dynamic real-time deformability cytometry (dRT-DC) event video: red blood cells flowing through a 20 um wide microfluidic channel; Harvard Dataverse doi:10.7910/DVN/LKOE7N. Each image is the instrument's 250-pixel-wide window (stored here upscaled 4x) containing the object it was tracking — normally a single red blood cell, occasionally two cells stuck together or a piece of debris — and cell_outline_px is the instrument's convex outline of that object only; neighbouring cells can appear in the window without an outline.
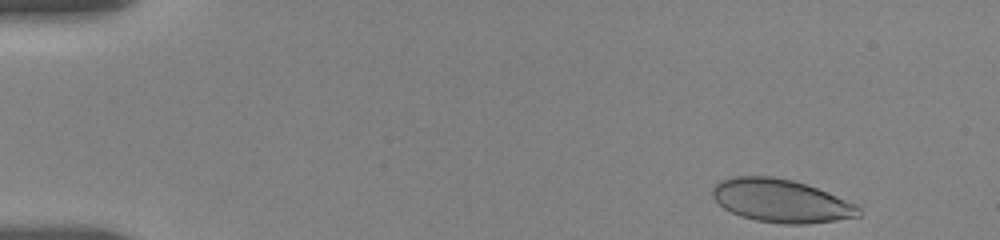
{"species": "human", "species_latin": "Homo sapiens", "temperature_condition": "room temperature", "stored_images_in_passage": 29, "camera_frame_rate_fps": 3000, "um_per_image_px": 0.085, "donor": {"sex": "female"}, "frame": {"image": 1, "passage_image": 1, "time_ms": 0.0, "image_size_px": [1000, 240], "cell_outline_px": [[860, 216], [836, 220], [808, 224], [784, 224], [756, 220], [740, 216], [724, 208], [712, 196], [712, 188], [720, 180], [732, 176], [772, 176], [792, 180], [816, 188], [856, 204], [860, 208]], "centroid_in_image_um": [66.37, 17.07], "position_along_channel_um": 18.6, "area_um2": 36.53}}
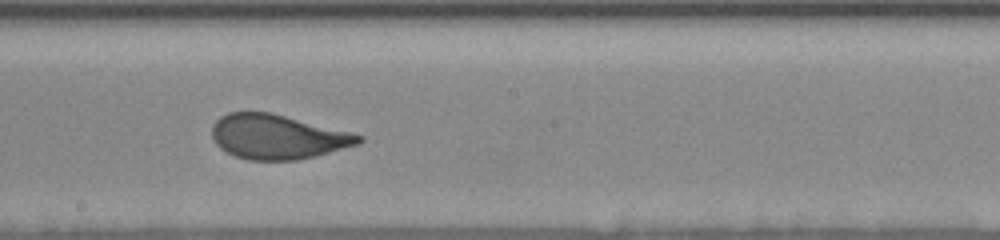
{"frame": {"image": 2, "passage_image": 16, "time_ms": 8.667, "image_size_px": [1000, 240], "cell_outline_px": [[364, 140], [360, 144], [316, 156], [296, 160], [248, 160], [236, 156], [220, 148], [216, 144], [212, 136], [212, 124], [220, 116], [228, 112], [272, 112], [352, 132], [364, 136]], "centroid_in_image_um": [23.62, 11.62], "position_along_channel_um": 224.6, "area_um2": 38.38}}
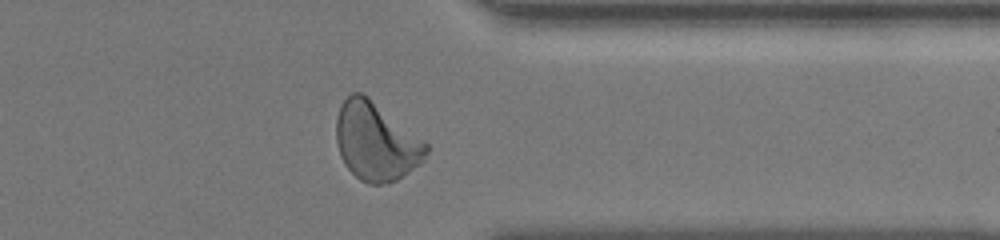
{"frame": {"image": 3, "passage_image": 27, "time_ms": 13.0, "image_size_px": [1000, 240], "cell_outline_px": [[428, 152], [424, 160], [420, 164], [396, 180], [388, 184], [368, 184], [360, 180], [344, 164], [340, 156], [336, 144], [336, 116], [340, 104], [352, 92], [364, 92], [428, 144]], "centroid_in_image_um": [31.94, 12.02], "position_along_channel_um": 379.5, "area_um2": 41.27}, "authors_computed_cell_mechanics": {"area_um2": 38.6682, "velocity_mm_per_s": 3.6407, "shape_relaxation_time_tau1_ms": 4.3585, "shape_relaxation_time_tau2_ms": null, "deformation_change_tau1": 0.1685, "deformation_change_tau2": null}}